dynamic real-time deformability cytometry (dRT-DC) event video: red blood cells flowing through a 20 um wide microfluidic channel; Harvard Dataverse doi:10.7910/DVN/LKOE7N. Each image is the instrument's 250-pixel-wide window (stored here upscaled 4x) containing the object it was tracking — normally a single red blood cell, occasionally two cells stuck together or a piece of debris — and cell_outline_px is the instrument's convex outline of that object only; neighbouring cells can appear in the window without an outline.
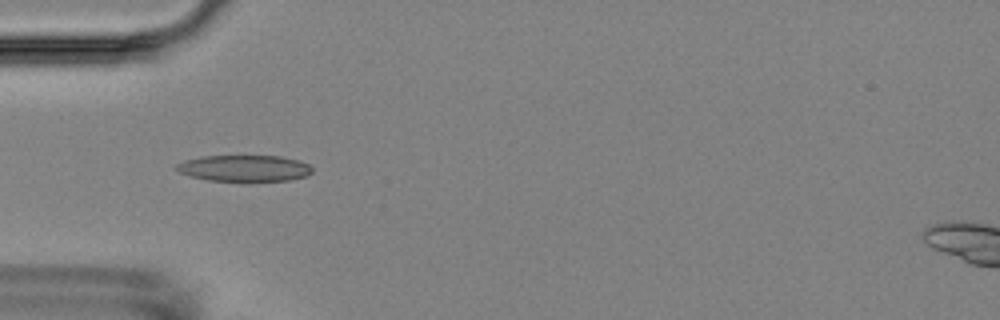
{"species": "Egyptian fruit bat (a non-hibernating species)", "species_latin": "Rousettus aegyptiacus", "temperature_condition": "room temperature", "stored_images_in_passage": 8, "camera_frame_rate_fps": 3000, "um_per_image_px": 0.085, "animal": {"sex": "female"}, "frame": {"image": 1, "passage_image": 4, "time_ms": 3.333, "image_size_px": [1000, 320], "cell_outline_px": [[312, 172], [308, 176], [292, 180], [244, 184], [208, 180], [188, 176], [172, 168], [176, 164], [184, 160], [200, 156], [280, 156], [300, 160], [308, 164], [312, 168]], "centroid_in_image_um": [20.77, 14.35], "position_along_channel_um": 64.2, "area_um2": 22.08}}
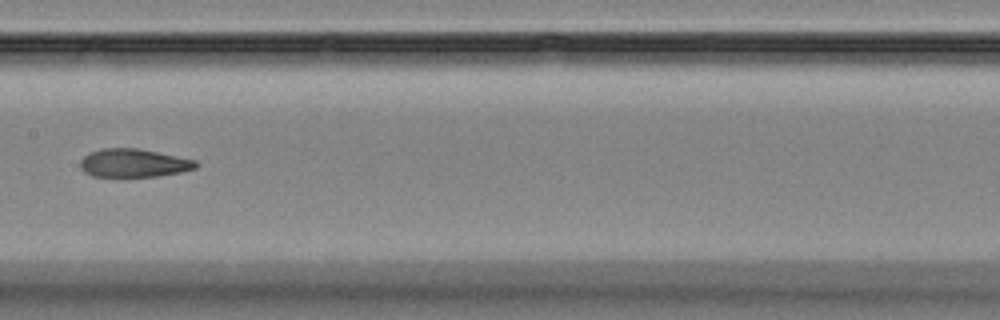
{"frame": {"image": 2, "passage_image": 7, "time_ms": 7.0, "image_size_px": [1000, 320], "cell_outline_px": [[200, 164], [196, 168], [180, 172], [156, 176], [92, 176], [84, 172], [80, 168], [80, 160], [88, 152], [104, 148], [136, 148], [196, 160]], "centroid_in_image_um": [11.34, 13.85], "position_along_channel_um": 196.1, "area_um2": 18.96}}
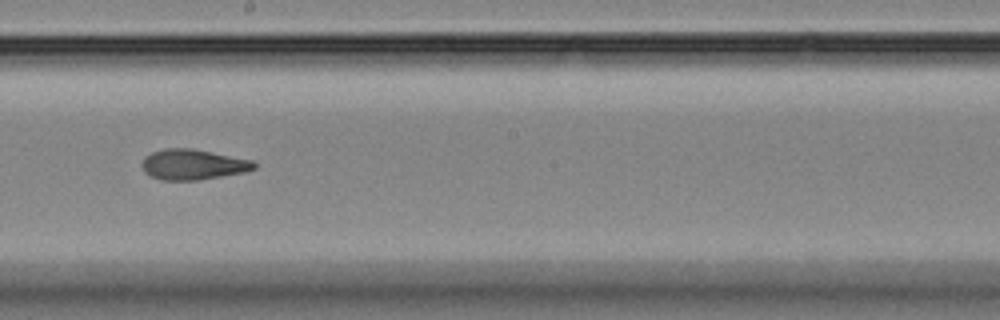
{"frame": {"image": 3, "passage_image": 8, "time_ms": 8.0, "image_size_px": [1000, 320], "cell_outline_px": [[256, 168], [244, 172], [200, 180], [160, 180], [144, 172], [140, 164], [144, 156], [152, 152], [164, 148], [192, 148], [252, 160], [256, 164]], "centroid_in_image_um": [16.36, 13.98], "position_along_channel_um": 231.8, "area_um2": 20.0}}